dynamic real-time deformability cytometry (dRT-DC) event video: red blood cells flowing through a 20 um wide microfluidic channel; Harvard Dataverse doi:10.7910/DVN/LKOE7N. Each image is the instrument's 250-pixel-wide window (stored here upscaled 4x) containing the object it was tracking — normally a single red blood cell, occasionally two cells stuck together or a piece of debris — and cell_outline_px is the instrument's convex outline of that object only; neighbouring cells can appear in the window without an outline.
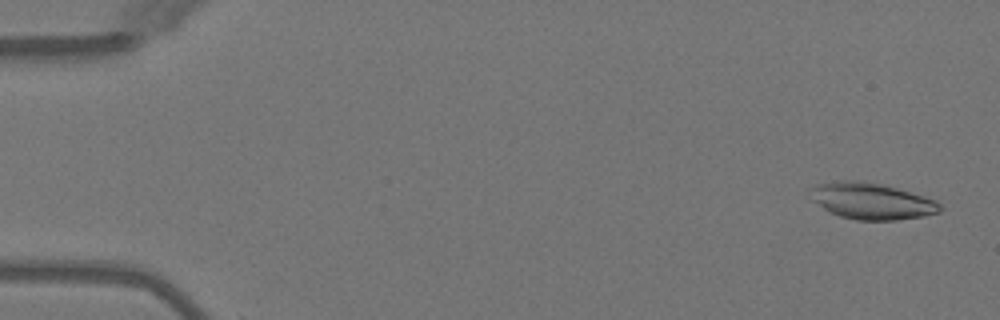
{"species": "Egyptian fruit bat (a non-hibernating species)", "species_latin": "Rousettus aegyptiacus", "temperature_condition": "warm", "stored_images_in_passage": 2, "segment_of_instrument_passage": [2, 2], "camera_frame_rate_fps": 3000, "um_per_image_px": 0.085, "animal": {"sex": "female"}, "frame": {"image": 1, "passage_image": 2, "time_ms": 2.0, "image_size_px": [1000, 320], "cell_outline_px": [[944, 208], [940, 212], [924, 216], [896, 220], [856, 220], [840, 216], [828, 212], [812, 200], [812, 188], [816, 184], [844, 180], [860, 180], [880, 184], [896, 188], [924, 196], [936, 200]], "centroid_in_image_um": [74.11, 17.1], "position_along_channel_um": 10.9, "area_um2": 27.46}}